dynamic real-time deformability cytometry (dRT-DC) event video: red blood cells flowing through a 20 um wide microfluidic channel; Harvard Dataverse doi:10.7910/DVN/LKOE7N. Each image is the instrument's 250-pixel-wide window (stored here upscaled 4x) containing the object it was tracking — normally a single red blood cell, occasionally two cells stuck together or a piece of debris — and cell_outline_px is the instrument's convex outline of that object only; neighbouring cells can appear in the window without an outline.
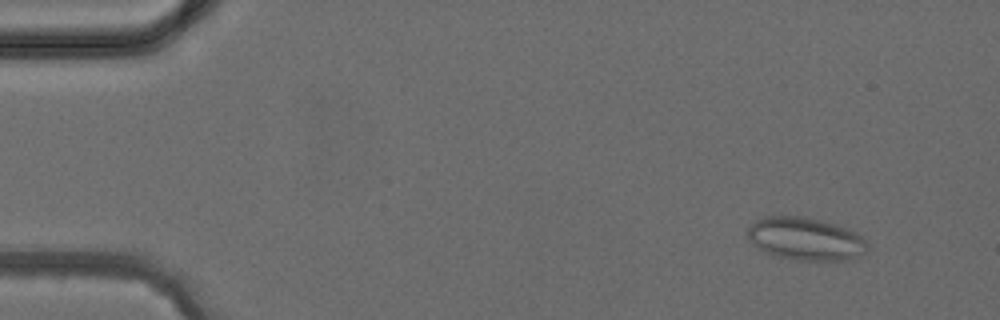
{"species": "common noctule bat (a hibernating species)", "species_latin": "Nyctalus noctula", "temperature_condition": "cold", "stored_images_in_passage": 3, "camera_frame_rate_fps": 3000, "um_per_image_px": 0.085, "animal": {"sex": "female", "body_mass_g": 24.6, "forearm_length_mm": 56.2}, "frame": {"image": 1, "passage_image": 1, "time_ms": 0.0, "image_size_px": [1000, 320], "cell_outline_px": [[868, 248], [860, 256], [852, 260], [792, 260], [776, 256], [752, 244], [748, 236], [748, 228], [756, 220], [764, 216], [800, 216], [820, 220], [836, 224], [856, 232], [868, 244]], "centroid_in_image_um": [68.49, 20.31], "position_along_channel_um": 16.5, "area_um2": 29.82}}